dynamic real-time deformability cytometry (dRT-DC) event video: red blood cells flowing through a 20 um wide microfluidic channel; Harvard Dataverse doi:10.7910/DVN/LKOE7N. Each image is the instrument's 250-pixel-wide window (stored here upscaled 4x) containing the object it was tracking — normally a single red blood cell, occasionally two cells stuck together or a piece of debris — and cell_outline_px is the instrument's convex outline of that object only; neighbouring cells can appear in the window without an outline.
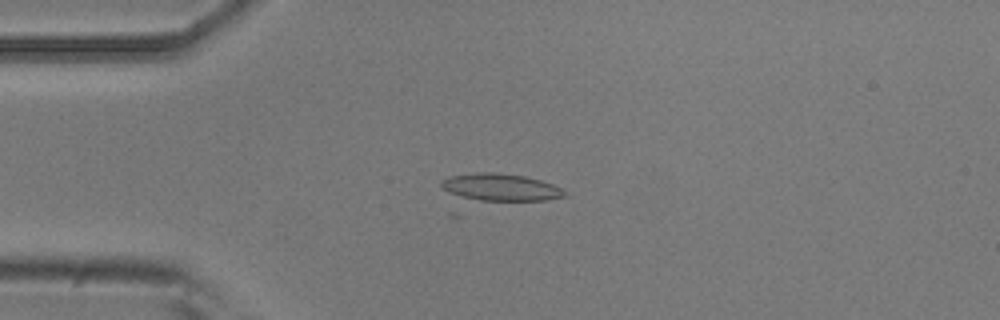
{"species": "common noctule bat (a hibernating species)", "species_latin": "Nyctalus noctula", "temperature_condition": "room temperature", "stored_images_in_passage": 6, "camera_frame_rate_fps": 3000, "um_per_image_px": 0.085, "animal": {"sex": "male", "body_mass_g": 20.5, "forearm_length_mm": 52.5}, "frame": {"image": 1, "passage_image": 4, "time_ms": 1.0, "image_size_px": [1000, 320], "cell_outline_px": [[568, 196], [544, 200], [460, 200], [444, 188], [440, 184], [440, 180], [448, 176], [476, 172], [492, 172], [524, 176], [540, 180], [552, 184], [568, 192]], "centroid_in_image_um": [42.49, 15.92], "position_along_channel_um": 42.5, "area_um2": 19.83}}
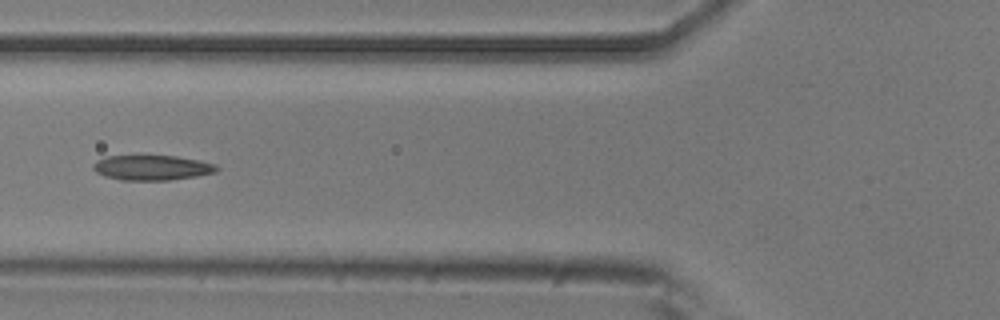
{"frame": {"image": 2, "passage_image": 6, "time_ms": 1.667, "image_size_px": [1000, 320], "cell_outline_px": [[220, 168], [216, 172], [196, 176], [168, 180], [120, 180], [104, 176], [96, 172], [92, 168], [92, 164], [96, 160], [104, 156], [140, 152], [176, 156], [200, 160], [216, 164]], "centroid_in_image_um": [12.85, 14.19], "position_along_channel_um": 113.0, "area_um2": 19.19}}